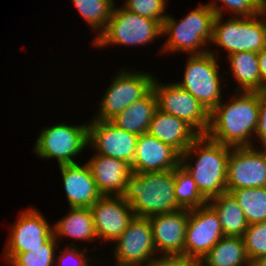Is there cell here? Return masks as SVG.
<instances>
[{
    "label": "cell",
    "instance_id": "obj_1",
    "mask_svg": "<svg viewBox=\"0 0 266 266\" xmlns=\"http://www.w3.org/2000/svg\"><path fill=\"white\" fill-rule=\"evenodd\" d=\"M234 95L231 102L222 100L209 113L205 135L231 148L255 147L252 136L259 120V92L236 91Z\"/></svg>",
    "mask_w": 266,
    "mask_h": 266
},
{
    "label": "cell",
    "instance_id": "obj_2",
    "mask_svg": "<svg viewBox=\"0 0 266 266\" xmlns=\"http://www.w3.org/2000/svg\"><path fill=\"white\" fill-rule=\"evenodd\" d=\"M230 149L231 147L215 142L206 135H199L181 155L180 163L193 177L201 194L208 201L227 191Z\"/></svg>",
    "mask_w": 266,
    "mask_h": 266
},
{
    "label": "cell",
    "instance_id": "obj_3",
    "mask_svg": "<svg viewBox=\"0 0 266 266\" xmlns=\"http://www.w3.org/2000/svg\"><path fill=\"white\" fill-rule=\"evenodd\" d=\"M174 187L175 178L172 170L132 172L121 196L130 204L135 216L149 218L182 209L177 204Z\"/></svg>",
    "mask_w": 266,
    "mask_h": 266
},
{
    "label": "cell",
    "instance_id": "obj_4",
    "mask_svg": "<svg viewBox=\"0 0 266 266\" xmlns=\"http://www.w3.org/2000/svg\"><path fill=\"white\" fill-rule=\"evenodd\" d=\"M215 16L208 4L198 5L180 21L168 15L162 24V36L166 35L168 39L161 52H185L188 55L209 52L210 49L205 47L213 38Z\"/></svg>",
    "mask_w": 266,
    "mask_h": 266
},
{
    "label": "cell",
    "instance_id": "obj_5",
    "mask_svg": "<svg viewBox=\"0 0 266 266\" xmlns=\"http://www.w3.org/2000/svg\"><path fill=\"white\" fill-rule=\"evenodd\" d=\"M223 18L215 16L211 44L227 50L226 56L237 52L258 53L266 47V20L261 12L252 17L234 15L225 22Z\"/></svg>",
    "mask_w": 266,
    "mask_h": 266
},
{
    "label": "cell",
    "instance_id": "obj_6",
    "mask_svg": "<svg viewBox=\"0 0 266 266\" xmlns=\"http://www.w3.org/2000/svg\"><path fill=\"white\" fill-rule=\"evenodd\" d=\"M158 37H163L162 25L158 21L140 16L124 7L114 6L106 28L93 39V46H140L149 44Z\"/></svg>",
    "mask_w": 266,
    "mask_h": 266
},
{
    "label": "cell",
    "instance_id": "obj_7",
    "mask_svg": "<svg viewBox=\"0 0 266 266\" xmlns=\"http://www.w3.org/2000/svg\"><path fill=\"white\" fill-rule=\"evenodd\" d=\"M214 51L190 55L187 59L180 87L190 92L210 113L221 103L222 89L217 55Z\"/></svg>",
    "mask_w": 266,
    "mask_h": 266
},
{
    "label": "cell",
    "instance_id": "obj_8",
    "mask_svg": "<svg viewBox=\"0 0 266 266\" xmlns=\"http://www.w3.org/2000/svg\"><path fill=\"white\" fill-rule=\"evenodd\" d=\"M131 70L123 68L111 80L99 103V112L97 110L96 115L93 116L94 120L111 121L129 105L142 99L152 90L155 77L147 72Z\"/></svg>",
    "mask_w": 266,
    "mask_h": 266
},
{
    "label": "cell",
    "instance_id": "obj_9",
    "mask_svg": "<svg viewBox=\"0 0 266 266\" xmlns=\"http://www.w3.org/2000/svg\"><path fill=\"white\" fill-rule=\"evenodd\" d=\"M67 125L64 122L44 127L34 146V153L42 159L55 158L59 165L74 164V157L88 146L89 124Z\"/></svg>",
    "mask_w": 266,
    "mask_h": 266
},
{
    "label": "cell",
    "instance_id": "obj_10",
    "mask_svg": "<svg viewBox=\"0 0 266 266\" xmlns=\"http://www.w3.org/2000/svg\"><path fill=\"white\" fill-rule=\"evenodd\" d=\"M152 89L157 99V109L185 120L200 135H205L209 127V112L188 91L176 82L163 84L154 79Z\"/></svg>",
    "mask_w": 266,
    "mask_h": 266
},
{
    "label": "cell",
    "instance_id": "obj_11",
    "mask_svg": "<svg viewBox=\"0 0 266 266\" xmlns=\"http://www.w3.org/2000/svg\"><path fill=\"white\" fill-rule=\"evenodd\" d=\"M115 242V266H146L158 257L149 218L134 216Z\"/></svg>",
    "mask_w": 266,
    "mask_h": 266
},
{
    "label": "cell",
    "instance_id": "obj_12",
    "mask_svg": "<svg viewBox=\"0 0 266 266\" xmlns=\"http://www.w3.org/2000/svg\"><path fill=\"white\" fill-rule=\"evenodd\" d=\"M224 236L219 215L209 203L189 210L184 257L198 264Z\"/></svg>",
    "mask_w": 266,
    "mask_h": 266
},
{
    "label": "cell",
    "instance_id": "obj_13",
    "mask_svg": "<svg viewBox=\"0 0 266 266\" xmlns=\"http://www.w3.org/2000/svg\"><path fill=\"white\" fill-rule=\"evenodd\" d=\"M258 147L230 149L227 190L266 187V148Z\"/></svg>",
    "mask_w": 266,
    "mask_h": 266
},
{
    "label": "cell",
    "instance_id": "obj_14",
    "mask_svg": "<svg viewBox=\"0 0 266 266\" xmlns=\"http://www.w3.org/2000/svg\"><path fill=\"white\" fill-rule=\"evenodd\" d=\"M88 126V145L96 154L122 160L132 165L138 136L118 128L111 121L91 119Z\"/></svg>",
    "mask_w": 266,
    "mask_h": 266
},
{
    "label": "cell",
    "instance_id": "obj_15",
    "mask_svg": "<svg viewBox=\"0 0 266 266\" xmlns=\"http://www.w3.org/2000/svg\"><path fill=\"white\" fill-rule=\"evenodd\" d=\"M90 209L97 239L102 242L115 243L135 216L122 196H101Z\"/></svg>",
    "mask_w": 266,
    "mask_h": 266
},
{
    "label": "cell",
    "instance_id": "obj_16",
    "mask_svg": "<svg viewBox=\"0 0 266 266\" xmlns=\"http://www.w3.org/2000/svg\"><path fill=\"white\" fill-rule=\"evenodd\" d=\"M38 209L20 213L9 233L4 253H24L42 247L52 235L53 229Z\"/></svg>",
    "mask_w": 266,
    "mask_h": 266
},
{
    "label": "cell",
    "instance_id": "obj_17",
    "mask_svg": "<svg viewBox=\"0 0 266 266\" xmlns=\"http://www.w3.org/2000/svg\"><path fill=\"white\" fill-rule=\"evenodd\" d=\"M188 218V209L149 217L157 255L184 256Z\"/></svg>",
    "mask_w": 266,
    "mask_h": 266
},
{
    "label": "cell",
    "instance_id": "obj_18",
    "mask_svg": "<svg viewBox=\"0 0 266 266\" xmlns=\"http://www.w3.org/2000/svg\"><path fill=\"white\" fill-rule=\"evenodd\" d=\"M181 162V155L170 145L143 133L138 136L131 165L133 173L169 171Z\"/></svg>",
    "mask_w": 266,
    "mask_h": 266
},
{
    "label": "cell",
    "instance_id": "obj_19",
    "mask_svg": "<svg viewBox=\"0 0 266 266\" xmlns=\"http://www.w3.org/2000/svg\"><path fill=\"white\" fill-rule=\"evenodd\" d=\"M58 166L70 208H90L102 196L87 163Z\"/></svg>",
    "mask_w": 266,
    "mask_h": 266
},
{
    "label": "cell",
    "instance_id": "obj_20",
    "mask_svg": "<svg viewBox=\"0 0 266 266\" xmlns=\"http://www.w3.org/2000/svg\"><path fill=\"white\" fill-rule=\"evenodd\" d=\"M86 163L102 196L122 195L126 181L132 173L129 164L101 154L93 155Z\"/></svg>",
    "mask_w": 266,
    "mask_h": 266
},
{
    "label": "cell",
    "instance_id": "obj_21",
    "mask_svg": "<svg viewBox=\"0 0 266 266\" xmlns=\"http://www.w3.org/2000/svg\"><path fill=\"white\" fill-rule=\"evenodd\" d=\"M149 135L170 145L182 155L200 135L185 120L156 109L147 130Z\"/></svg>",
    "mask_w": 266,
    "mask_h": 266
},
{
    "label": "cell",
    "instance_id": "obj_22",
    "mask_svg": "<svg viewBox=\"0 0 266 266\" xmlns=\"http://www.w3.org/2000/svg\"><path fill=\"white\" fill-rule=\"evenodd\" d=\"M156 109L157 99L152 89L145 97L120 112L111 122L118 128L139 136L147 133Z\"/></svg>",
    "mask_w": 266,
    "mask_h": 266
},
{
    "label": "cell",
    "instance_id": "obj_23",
    "mask_svg": "<svg viewBox=\"0 0 266 266\" xmlns=\"http://www.w3.org/2000/svg\"><path fill=\"white\" fill-rule=\"evenodd\" d=\"M52 229L57 241L61 236L85 242H94L97 238L90 208H70L69 213L57 221Z\"/></svg>",
    "mask_w": 266,
    "mask_h": 266
},
{
    "label": "cell",
    "instance_id": "obj_24",
    "mask_svg": "<svg viewBox=\"0 0 266 266\" xmlns=\"http://www.w3.org/2000/svg\"><path fill=\"white\" fill-rule=\"evenodd\" d=\"M232 76L239 87L236 91L260 92L266 88L261 84L257 52H237L227 56Z\"/></svg>",
    "mask_w": 266,
    "mask_h": 266
},
{
    "label": "cell",
    "instance_id": "obj_25",
    "mask_svg": "<svg viewBox=\"0 0 266 266\" xmlns=\"http://www.w3.org/2000/svg\"><path fill=\"white\" fill-rule=\"evenodd\" d=\"M197 266H250L243 237H222Z\"/></svg>",
    "mask_w": 266,
    "mask_h": 266
},
{
    "label": "cell",
    "instance_id": "obj_26",
    "mask_svg": "<svg viewBox=\"0 0 266 266\" xmlns=\"http://www.w3.org/2000/svg\"><path fill=\"white\" fill-rule=\"evenodd\" d=\"M219 215L225 236L243 237L249 226L246 217L230 192H224L208 201Z\"/></svg>",
    "mask_w": 266,
    "mask_h": 266
},
{
    "label": "cell",
    "instance_id": "obj_27",
    "mask_svg": "<svg viewBox=\"0 0 266 266\" xmlns=\"http://www.w3.org/2000/svg\"><path fill=\"white\" fill-rule=\"evenodd\" d=\"M175 178L174 194L177 204L182 209H195L208 203V200L201 194L196 182L190 173L180 163L173 170Z\"/></svg>",
    "mask_w": 266,
    "mask_h": 266
},
{
    "label": "cell",
    "instance_id": "obj_28",
    "mask_svg": "<svg viewBox=\"0 0 266 266\" xmlns=\"http://www.w3.org/2000/svg\"><path fill=\"white\" fill-rule=\"evenodd\" d=\"M242 209L248 224L266 221V187L227 190Z\"/></svg>",
    "mask_w": 266,
    "mask_h": 266
},
{
    "label": "cell",
    "instance_id": "obj_29",
    "mask_svg": "<svg viewBox=\"0 0 266 266\" xmlns=\"http://www.w3.org/2000/svg\"><path fill=\"white\" fill-rule=\"evenodd\" d=\"M60 241L52 235L42 247L24 253H4L10 266H55L56 248Z\"/></svg>",
    "mask_w": 266,
    "mask_h": 266
},
{
    "label": "cell",
    "instance_id": "obj_30",
    "mask_svg": "<svg viewBox=\"0 0 266 266\" xmlns=\"http://www.w3.org/2000/svg\"><path fill=\"white\" fill-rule=\"evenodd\" d=\"M81 17L97 36L106 28L114 5L111 0H72Z\"/></svg>",
    "mask_w": 266,
    "mask_h": 266
},
{
    "label": "cell",
    "instance_id": "obj_31",
    "mask_svg": "<svg viewBox=\"0 0 266 266\" xmlns=\"http://www.w3.org/2000/svg\"><path fill=\"white\" fill-rule=\"evenodd\" d=\"M243 240L250 262L266 256V221L250 224L243 235Z\"/></svg>",
    "mask_w": 266,
    "mask_h": 266
},
{
    "label": "cell",
    "instance_id": "obj_32",
    "mask_svg": "<svg viewBox=\"0 0 266 266\" xmlns=\"http://www.w3.org/2000/svg\"><path fill=\"white\" fill-rule=\"evenodd\" d=\"M167 1L169 0H126L122 6L140 16L156 20L162 25L168 16L165 12Z\"/></svg>",
    "mask_w": 266,
    "mask_h": 266
},
{
    "label": "cell",
    "instance_id": "obj_33",
    "mask_svg": "<svg viewBox=\"0 0 266 266\" xmlns=\"http://www.w3.org/2000/svg\"><path fill=\"white\" fill-rule=\"evenodd\" d=\"M216 1L208 3L216 15L225 16L223 13L226 7L236 17H252L261 12L264 0H219L223 4L221 7L217 5Z\"/></svg>",
    "mask_w": 266,
    "mask_h": 266
},
{
    "label": "cell",
    "instance_id": "obj_34",
    "mask_svg": "<svg viewBox=\"0 0 266 266\" xmlns=\"http://www.w3.org/2000/svg\"><path fill=\"white\" fill-rule=\"evenodd\" d=\"M68 245H66V247H64L65 249L63 251L61 250V253L55 257V263H57L55 266L58 264V266H83L87 261H91V258L89 259V256L86 255L88 253L87 249H78L74 245V242Z\"/></svg>",
    "mask_w": 266,
    "mask_h": 266
},
{
    "label": "cell",
    "instance_id": "obj_35",
    "mask_svg": "<svg viewBox=\"0 0 266 266\" xmlns=\"http://www.w3.org/2000/svg\"><path fill=\"white\" fill-rule=\"evenodd\" d=\"M254 135L263 148H266V90L259 92V120Z\"/></svg>",
    "mask_w": 266,
    "mask_h": 266
},
{
    "label": "cell",
    "instance_id": "obj_36",
    "mask_svg": "<svg viewBox=\"0 0 266 266\" xmlns=\"http://www.w3.org/2000/svg\"><path fill=\"white\" fill-rule=\"evenodd\" d=\"M146 266H197V264L184 256H158Z\"/></svg>",
    "mask_w": 266,
    "mask_h": 266
},
{
    "label": "cell",
    "instance_id": "obj_37",
    "mask_svg": "<svg viewBox=\"0 0 266 266\" xmlns=\"http://www.w3.org/2000/svg\"><path fill=\"white\" fill-rule=\"evenodd\" d=\"M259 71L261 84L266 88V47L258 52Z\"/></svg>",
    "mask_w": 266,
    "mask_h": 266
},
{
    "label": "cell",
    "instance_id": "obj_38",
    "mask_svg": "<svg viewBox=\"0 0 266 266\" xmlns=\"http://www.w3.org/2000/svg\"><path fill=\"white\" fill-rule=\"evenodd\" d=\"M250 266H266V256H261L252 260Z\"/></svg>",
    "mask_w": 266,
    "mask_h": 266
},
{
    "label": "cell",
    "instance_id": "obj_39",
    "mask_svg": "<svg viewBox=\"0 0 266 266\" xmlns=\"http://www.w3.org/2000/svg\"><path fill=\"white\" fill-rule=\"evenodd\" d=\"M261 13L264 16L266 20V0L263 1L262 8H261Z\"/></svg>",
    "mask_w": 266,
    "mask_h": 266
},
{
    "label": "cell",
    "instance_id": "obj_40",
    "mask_svg": "<svg viewBox=\"0 0 266 266\" xmlns=\"http://www.w3.org/2000/svg\"><path fill=\"white\" fill-rule=\"evenodd\" d=\"M111 1H112V3H113L114 6L117 5L116 2H115V0H111Z\"/></svg>",
    "mask_w": 266,
    "mask_h": 266
},
{
    "label": "cell",
    "instance_id": "obj_41",
    "mask_svg": "<svg viewBox=\"0 0 266 266\" xmlns=\"http://www.w3.org/2000/svg\"><path fill=\"white\" fill-rule=\"evenodd\" d=\"M83 266H90V264L87 261Z\"/></svg>",
    "mask_w": 266,
    "mask_h": 266
}]
</instances>
